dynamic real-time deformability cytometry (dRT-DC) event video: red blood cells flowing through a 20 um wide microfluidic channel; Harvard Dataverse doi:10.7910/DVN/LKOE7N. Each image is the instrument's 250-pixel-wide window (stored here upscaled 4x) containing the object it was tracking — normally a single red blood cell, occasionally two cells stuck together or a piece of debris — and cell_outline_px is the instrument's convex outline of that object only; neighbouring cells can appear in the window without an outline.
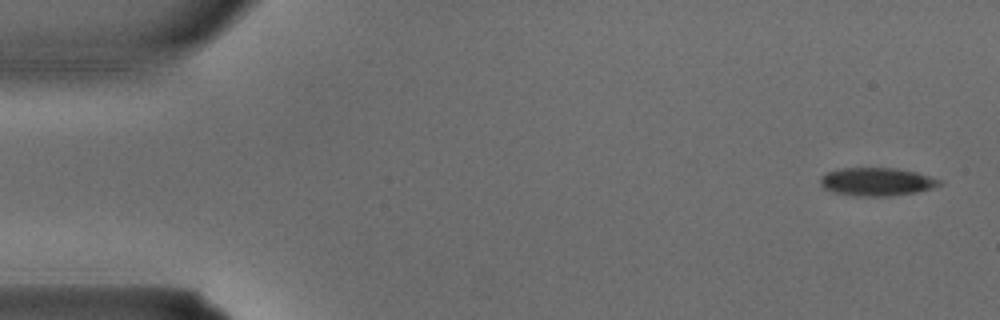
{"species": "common noctule bat (a hibernating species)", "species_latin": "Nyctalus noctula", "temperature_condition": "warm", "stored_images_in_passage": 2, "camera_frame_rate_fps": 3000, "um_per_image_px": 0.085, "animal": {"sex": "male", "body_mass_g": 15.6}, "frame": {"image": 1, "passage_image": 1, "time_ms": 0.0, "image_size_px": [1000, 320], "cell_outline_px": [[944, 184], [932, 188], [916, 192], [888, 196], [856, 196], [832, 192], [824, 188], [820, 184], [820, 176], [828, 172], [840, 168], [896, 168], [916, 172], [944, 180]], "centroid_in_image_um": [74.55, 15.44], "position_along_channel_um": 10.5, "area_um2": 19.71}}